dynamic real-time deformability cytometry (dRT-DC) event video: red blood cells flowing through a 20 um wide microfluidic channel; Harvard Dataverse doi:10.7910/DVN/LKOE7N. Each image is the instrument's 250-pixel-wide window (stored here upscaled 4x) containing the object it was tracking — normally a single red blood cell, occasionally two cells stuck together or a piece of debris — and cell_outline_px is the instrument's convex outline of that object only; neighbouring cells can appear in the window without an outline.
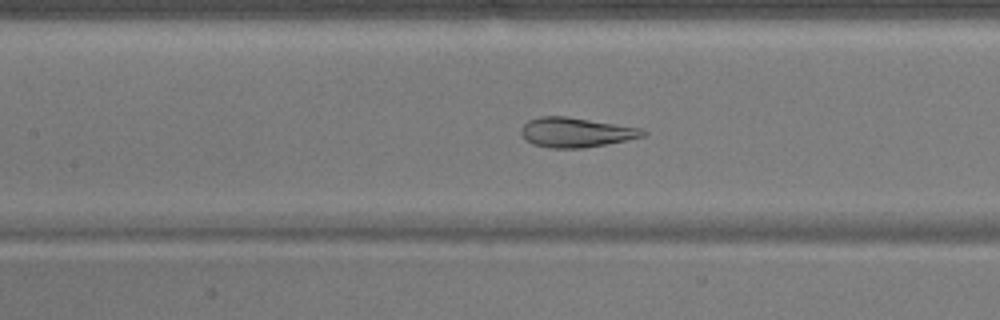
{"species": "common noctule bat (a hibernating species)", "species_latin": "Nyctalus noctula", "temperature_condition": "warm", "stored_images_in_passage": 52, "camera_frame_rate_fps": 3000, "um_per_image_px": 0.085, "animal": {"sex": "male", "body_mass_g": 17.9}, "frame": {"image": 1, "passage_image": 23, "time_ms": 7.333, "image_size_px": [1000, 320], "cell_outline_px": [[648, 132], [644, 136], [584, 148], [548, 148], [532, 144], [520, 132], [520, 128], [528, 120], [540, 116], [564, 116], [640, 128]], "centroid_in_image_um": [48.9, 11.25], "position_along_channel_um": 158.5, "area_um2": 20.75}}
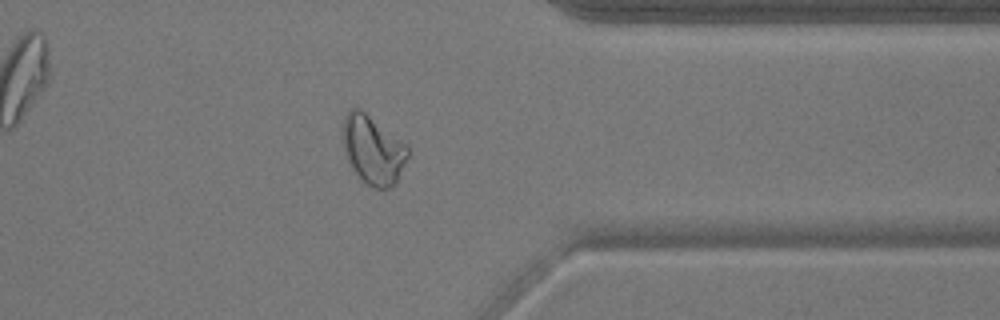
{"frame": {"image": 2, "passage_image": 41, "time_ms": 13.333, "image_size_px": [1000, 320], "cell_outline_px": [[408, 156], [396, 184], [392, 188], [376, 188], [368, 184], [352, 168], [348, 160], [344, 148], [340, 132], [344, 116], [352, 108], [360, 108], [408, 144]], "centroid_in_image_um": [31.7, 12.7], "position_along_channel_um": 379.7, "area_um2": 26.18}}
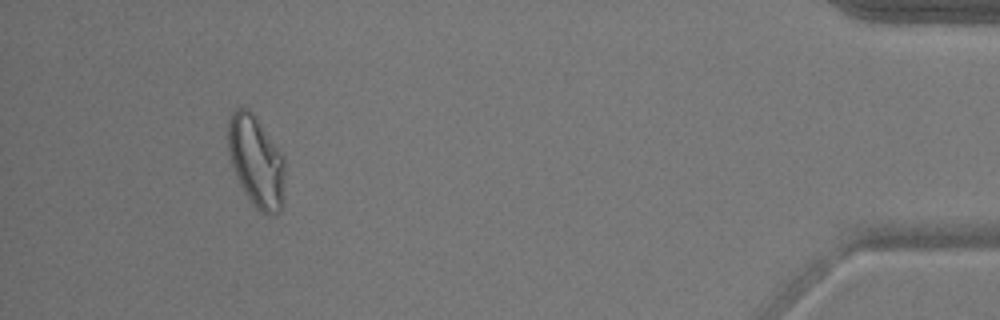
{"frame": {"image": 3, "passage_image": 48, "time_ms": 15.667, "image_size_px": [1000, 320], "cell_outline_px": [[284, 204], [280, 212], [272, 216], [260, 212], [248, 200], [236, 176], [228, 152], [228, 120], [232, 112], [236, 108], [244, 104], [252, 112], [284, 156]], "centroid_in_image_um": [21.78, 13.74], "position_along_channel_um": 413.4, "area_um2": 30.69}, "authors_computed_cell_mechanics": {"area_um2": 26.299, "velocity_mm_per_s": 3.833, "shape_relaxation_time_tau1_ms": 4.0692, "shape_relaxation_time_tau2_ms": null, "deformation_change_tau1": 0.1588, "deformation_change_tau2": null}}